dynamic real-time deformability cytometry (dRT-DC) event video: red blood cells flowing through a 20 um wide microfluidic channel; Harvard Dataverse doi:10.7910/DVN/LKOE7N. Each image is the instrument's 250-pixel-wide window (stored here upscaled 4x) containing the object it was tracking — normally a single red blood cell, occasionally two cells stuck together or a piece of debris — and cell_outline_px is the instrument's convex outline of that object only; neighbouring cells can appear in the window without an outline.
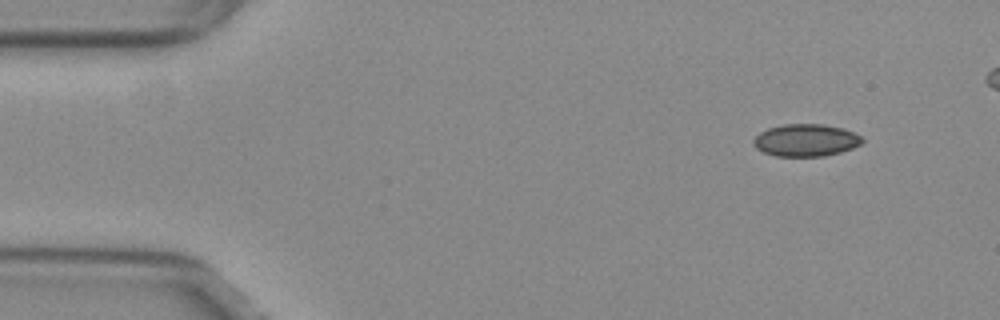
{"species": "common noctule bat (a hibernating species)", "species_latin": "Nyctalus noctula", "temperature_condition": "warm", "stored_images_in_passage": 46, "camera_frame_rate_fps": 3000, "um_per_image_px": 0.085, "animal": {"sex": "female", "body_mass_g": 29.2, "forearm_length_mm": 56.3}, "frame": {"image": 1, "passage_image": 1, "time_ms": 0.0, "image_size_px": [1000, 320], "cell_outline_px": [[864, 140], [860, 144], [852, 148], [840, 152], [824, 156], [776, 156], [764, 152], [756, 148], [752, 144], [752, 140], [760, 132], [768, 128], [784, 124], [820, 124], [840, 128], [852, 132], [860, 136]], "centroid_in_image_um": [68.45, 11.92], "position_along_channel_um": 16.5, "area_um2": 20.29}}
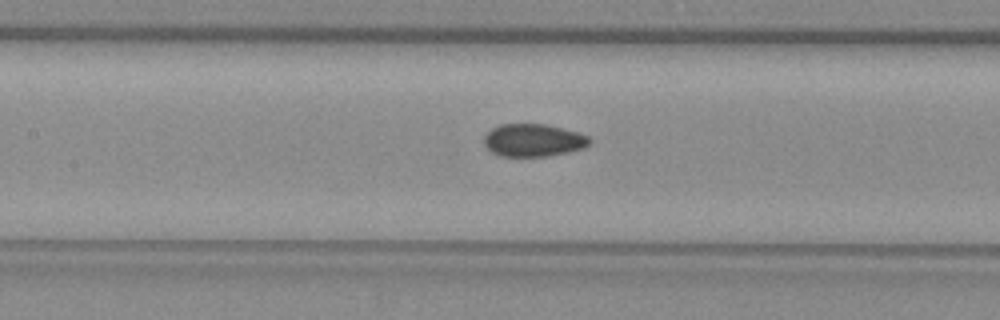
{"frame": {"image": 2, "passage_image": 20, "time_ms": 6.333, "image_size_px": [1000, 320], "cell_outline_px": [[592, 140], [584, 148], [568, 152], [548, 156], [500, 156], [492, 152], [484, 144], [484, 136], [492, 128], [500, 124], [548, 124], [576, 132], [588, 136]], "centroid_in_image_um": [45.33, 11.92], "position_along_channel_um": 162.1, "area_um2": 20.06}}
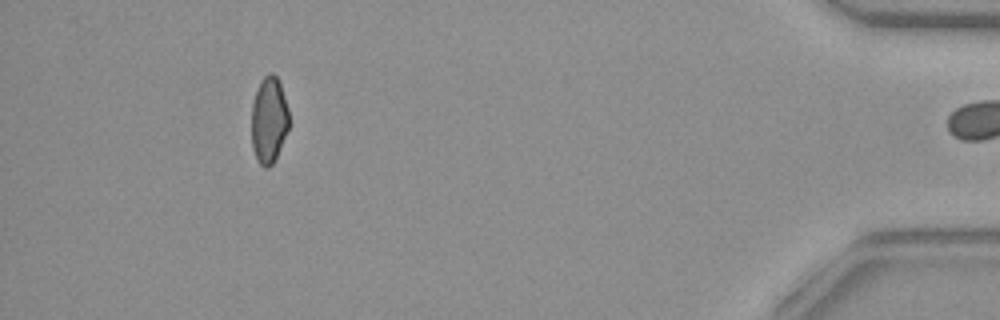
{"frame": {"image": 3, "passage_image": 45, "time_ms": 14.667, "image_size_px": [1000, 320], "cell_outline_px": [[288, 128], [276, 160], [268, 168], [264, 168], [256, 160], [252, 148], [252, 104], [260, 80], [268, 72], [272, 72], [280, 80], [288, 108]], "centroid_in_image_um": [22.86, 10.2], "position_along_channel_um": 412.3, "area_um2": 19.13}, "authors_computed_cell_mechanics": {"area_um2": 20.519, "velocity_mm_per_s": 3.8337, "shape_relaxation_time_tau1_ms": null, "shape_relaxation_time_tau2_ms": 1.8198, "deformation_change_tau1": null, "deformation_change_tau2": 0.0578}}